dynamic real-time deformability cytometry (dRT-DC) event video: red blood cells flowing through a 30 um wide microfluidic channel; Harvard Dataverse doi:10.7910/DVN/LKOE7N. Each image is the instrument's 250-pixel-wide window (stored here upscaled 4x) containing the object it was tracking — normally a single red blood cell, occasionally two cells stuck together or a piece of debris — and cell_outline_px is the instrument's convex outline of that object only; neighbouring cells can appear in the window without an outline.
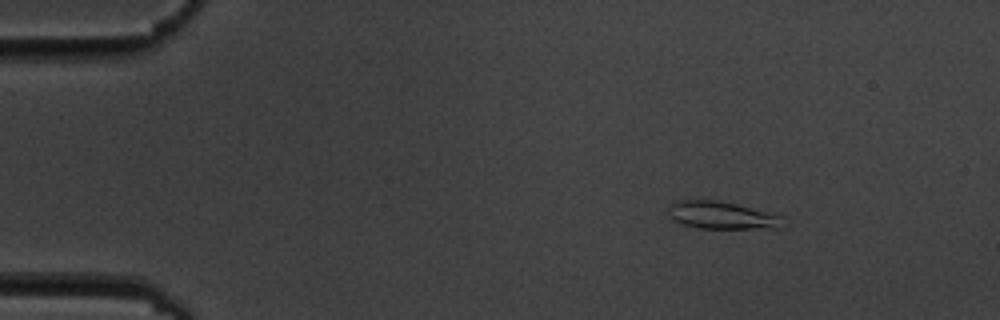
{"species": "common noctule bat (a hibernating species)", "species_latin": "Nyctalus noctula", "temperature_condition": "cold", "stored_images_in_passage": 14, "camera_frame_rate_fps": 3000, "um_per_image_px": 0.085, "animal": {"sex": "male", "body_mass_g": 19.5, "forearm_length_mm": 54.6}, "frame": {"image": 1, "passage_image": 2, "time_ms": 1.0, "image_size_px": [1000, 320], "cell_outline_px": [[788, 224], [780, 228], [700, 228], [684, 224], [672, 220], [668, 216], [668, 208], [672, 200], [716, 200], [736, 204], [780, 216]], "centroid_in_image_um": [61.31, 18.3], "position_along_channel_um": 23.7, "area_um2": 18.38}}
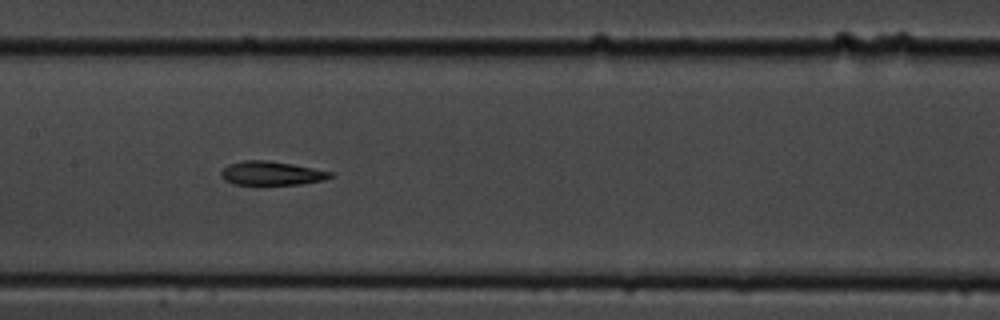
{"frame": {"image": 2, "passage_image": 7, "time_ms": 7.667, "image_size_px": [1000, 320], "cell_outline_px": [[332, 176], [324, 180], [300, 184], [232, 184], [224, 180], [220, 176], [220, 172], [228, 164], [244, 160], [268, 160], [292, 164], [332, 172]], "centroid_in_image_um": [23.03, 14.72], "position_along_channel_um": 184.4, "area_um2": 15.09}}
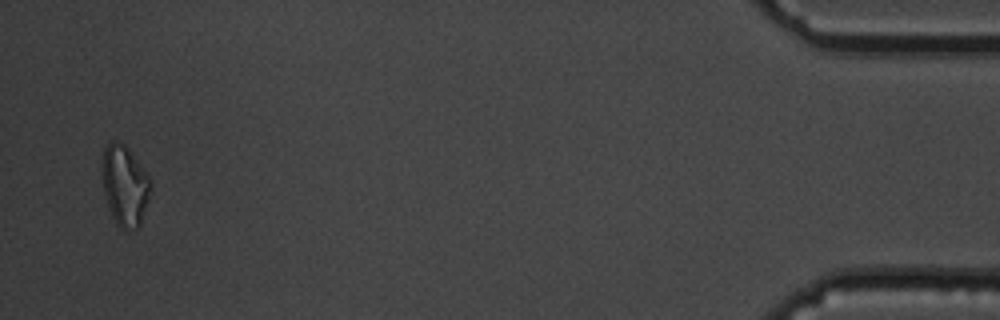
{"frame": {"image": 3, "passage_image": 14, "time_ms": 16.667, "image_size_px": [1000, 320], "cell_outline_px": [[152, 184], [140, 228], [120, 228], [116, 224], [112, 216], [104, 192], [100, 172], [100, 160], [104, 148], [112, 140], [120, 140], [128, 148], [148, 176]], "centroid_in_image_um": [10.57, 15.73], "position_along_channel_um": 424.6, "area_um2": 22.95}, "authors_computed_cell_mechanics": {"area_um2": 16.5597, "velocity_mm_per_s": 3.5647, "shape_relaxation_time_tau1_ms": 10.1266, "shape_relaxation_time_tau2_ms": 2.4536, "deformation_change_tau1": 0.2227, "deformation_change_tau2": 0.0933}}